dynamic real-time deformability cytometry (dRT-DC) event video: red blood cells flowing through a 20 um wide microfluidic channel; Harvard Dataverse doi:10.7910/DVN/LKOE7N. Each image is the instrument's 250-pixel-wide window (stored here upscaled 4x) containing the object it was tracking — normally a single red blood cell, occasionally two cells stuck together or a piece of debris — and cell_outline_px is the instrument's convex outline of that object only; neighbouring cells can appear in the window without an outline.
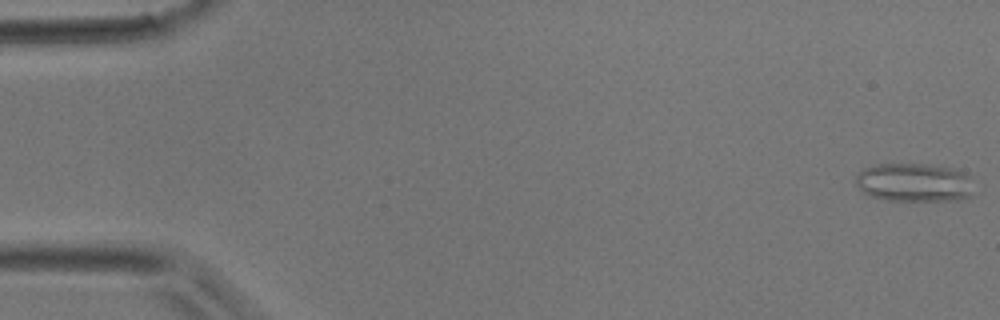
{"species": "common noctule bat (a hibernating species)", "species_latin": "Nyctalus noctula", "temperature_condition": "room temperature", "stored_images_in_passage": 5, "camera_frame_rate_fps": 3000, "um_per_image_px": 0.085, "animal": {"sex": "male", "body_mass_g": 17.9}, "frame": {"image": 1, "passage_image": 1, "time_ms": 0.0, "image_size_px": [1000, 320], "cell_outline_px": [[972, 196], [964, 200], [888, 200], [872, 196], [864, 192], [856, 184], [856, 172], [864, 168], [876, 164], [928, 164], [952, 168], [968, 176]], "centroid_in_image_um": [77.67, 15.51], "position_along_channel_um": 7.3, "area_um2": 26.36}}